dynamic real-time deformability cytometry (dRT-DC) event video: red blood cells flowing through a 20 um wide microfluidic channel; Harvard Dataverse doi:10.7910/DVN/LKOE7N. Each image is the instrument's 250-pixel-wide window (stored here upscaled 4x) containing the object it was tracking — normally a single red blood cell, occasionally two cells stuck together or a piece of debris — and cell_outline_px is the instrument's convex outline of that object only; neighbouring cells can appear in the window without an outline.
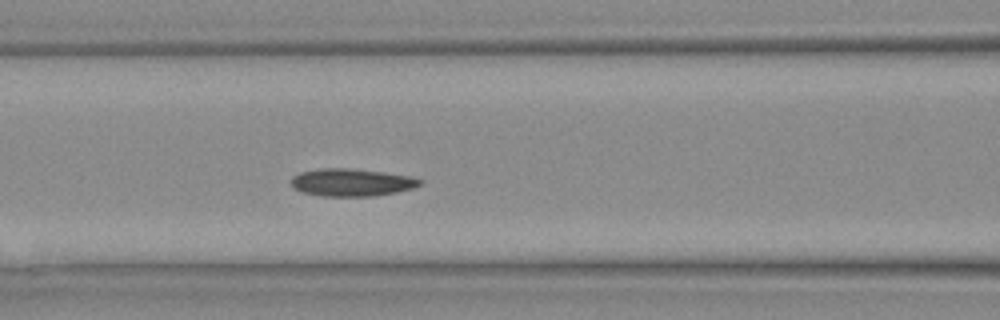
{"species": "Egyptian fruit bat (a non-hibernating species)", "species_latin": "Rousettus aegyptiacus", "temperature_condition": "warm", "stored_images_in_passage": 9, "camera_frame_rate_fps": 3000, "um_per_image_px": 0.085, "animal": {"sex": "female"}, "frame": {"image": 1, "passage_image": 7, "time_ms": 2.0, "image_size_px": [1000, 320], "cell_outline_px": [[420, 184], [412, 188], [396, 192], [372, 196], [324, 196], [304, 192], [292, 188], [292, 176], [300, 172], [320, 168], [352, 168], [384, 172], [408, 176], [420, 180]], "centroid_in_image_um": [29.83, 15.49], "position_along_channel_um": 136.8, "area_um2": 20.46}}